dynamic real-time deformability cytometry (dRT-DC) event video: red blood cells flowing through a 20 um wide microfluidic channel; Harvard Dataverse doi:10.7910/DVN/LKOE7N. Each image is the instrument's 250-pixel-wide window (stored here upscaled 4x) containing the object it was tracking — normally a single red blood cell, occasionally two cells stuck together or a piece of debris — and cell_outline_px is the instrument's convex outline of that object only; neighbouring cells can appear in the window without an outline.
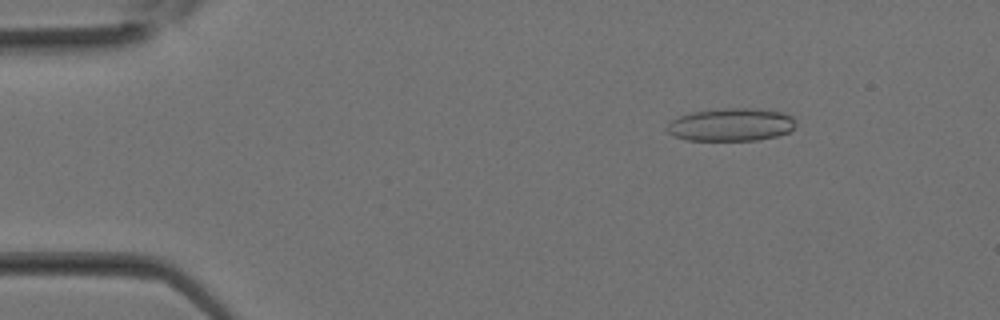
{"species": "Egyptian fruit bat (a non-hibernating species)", "species_latin": "Rousettus aegyptiacus", "temperature_condition": "room temperature", "stored_images_in_passage": 9, "camera_frame_rate_fps": 3000, "um_per_image_px": 0.085, "animal": {"sex": "female"}, "frame": {"image": 1, "passage_image": 5, "time_ms": 1.333, "image_size_px": [1000, 320], "cell_outline_px": [[796, 124], [788, 132], [776, 136], [756, 140], [688, 140], [672, 136], [664, 128], [672, 120], [680, 116], [692, 112], [724, 108], [760, 108], [784, 112], [792, 116]], "centroid_in_image_um": [62.14, 10.59], "position_along_channel_um": 22.9, "area_um2": 24.8}}